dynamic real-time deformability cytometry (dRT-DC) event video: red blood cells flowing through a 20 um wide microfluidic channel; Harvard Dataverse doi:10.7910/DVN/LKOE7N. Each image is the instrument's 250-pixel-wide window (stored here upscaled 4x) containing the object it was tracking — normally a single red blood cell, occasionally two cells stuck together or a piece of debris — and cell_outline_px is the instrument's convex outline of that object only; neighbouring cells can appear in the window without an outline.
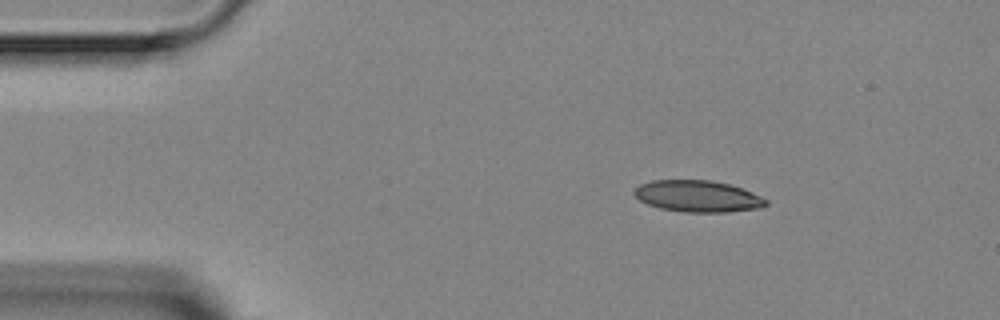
{"species": "Egyptian fruit bat (a non-hibernating species)", "species_latin": "Rousettus aegyptiacus", "temperature_condition": "room temperature", "stored_images_in_passage": 2, "camera_frame_rate_fps": 3000, "um_per_image_px": 0.085, "animal": {"sex": "female"}, "frame": {"image": 1, "passage_image": 1, "time_ms": 0.0, "image_size_px": [1000, 320], "cell_outline_px": [[768, 204], [760, 208], [728, 212], [684, 212], [660, 208], [648, 204], [640, 200], [632, 192], [640, 184], [652, 180], [712, 180], [728, 184], [752, 192], [768, 200]], "centroid_in_image_um": [59.31, 16.68], "position_along_channel_um": 25.7, "area_um2": 24.16}}
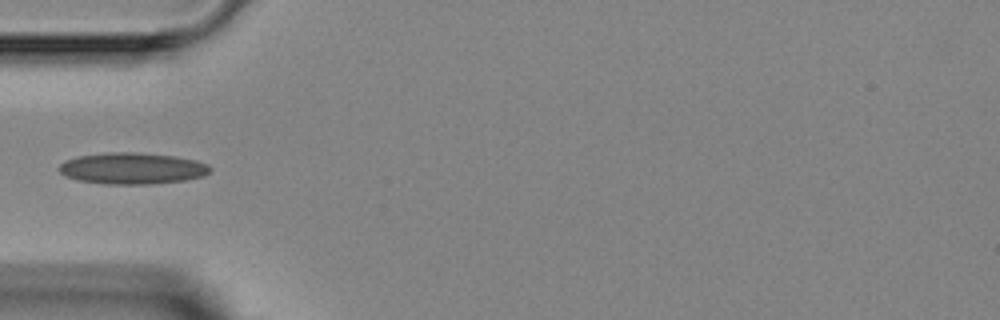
{"frame": {"image": 2, "passage_image": 2, "time_ms": 2.667, "image_size_px": [1000, 320], "cell_outline_px": [[212, 168], [204, 176], [184, 180], [152, 184], [108, 184], [80, 180], [64, 176], [56, 168], [64, 160], [80, 156], [108, 152], [132, 152], [176, 156], [196, 160], [208, 164]], "centroid_in_image_um": [11.24, 14.31], "position_along_channel_um": 73.8, "area_um2": 27.69}}